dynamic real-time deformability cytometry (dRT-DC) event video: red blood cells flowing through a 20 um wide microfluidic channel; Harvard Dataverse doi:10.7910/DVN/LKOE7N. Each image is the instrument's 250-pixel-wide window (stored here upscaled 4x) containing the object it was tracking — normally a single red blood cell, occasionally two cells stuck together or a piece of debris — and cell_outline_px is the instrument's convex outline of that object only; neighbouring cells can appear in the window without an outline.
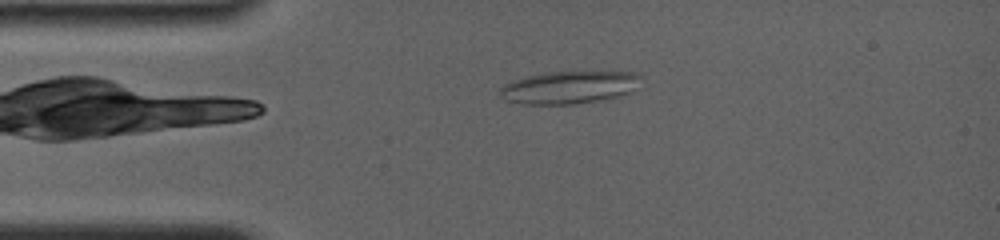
{"species": "common noctule bat (a hibernating species)", "species_latin": "Nyctalus noctula", "temperature_condition": "room temperature", "stored_images_in_passage": 14, "camera_frame_rate_fps": 4000, "um_per_image_px": 0.085, "animal": {"sex": "female", "body_mass_g": 19.0, "forearm_length_mm": 56.7}, "frame": {"image": 1, "passage_image": 3, "time_ms": 0.5, "image_size_px": [1000, 240], "cell_outline_px": [[640, 76], [632, 92], [620, 96], [576, 104], [524, 104], [504, 100], [496, 92], [504, 84], [512, 80], [544, 72], [636, 72]], "centroid_in_image_um": [48.3, 7.43], "position_along_channel_um": 36.7, "area_um2": 26.76}}